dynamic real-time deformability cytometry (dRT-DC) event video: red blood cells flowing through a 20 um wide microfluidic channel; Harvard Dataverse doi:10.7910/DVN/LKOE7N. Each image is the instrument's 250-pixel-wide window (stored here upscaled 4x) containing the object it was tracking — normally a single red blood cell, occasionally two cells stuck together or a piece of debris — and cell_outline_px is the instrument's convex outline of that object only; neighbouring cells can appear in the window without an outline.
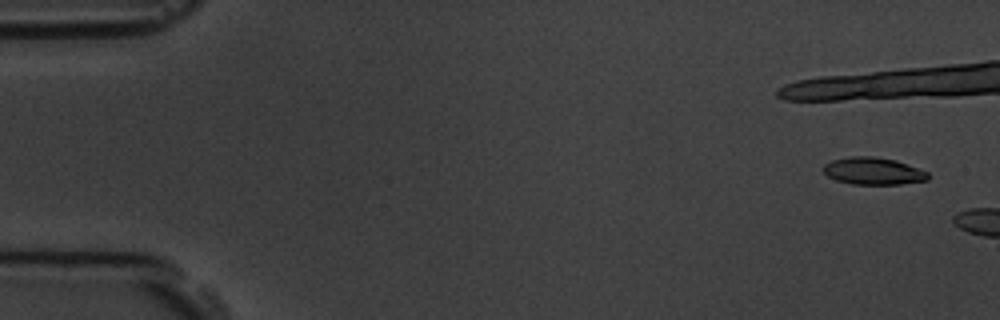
{"species": "common noctule bat (a hibernating species)", "species_latin": "Nyctalus noctula", "temperature_condition": "room temperature", "stored_images_in_passage": 5, "camera_frame_rate_fps": 3000, "um_per_image_px": 0.085, "animal": {"sex": "male", "body_mass_g": 19.5, "forearm_length_mm": 54.6}, "frame": {"image": 1, "passage_image": 1, "time_ms": 0.0, "image_size_px": [1000, 320], "cell_outline_px": [[928, 180], [900, 184], [852, 184], [836, 180], [828, 176], [824, 172], [824, 164], [832, 160], [852, 156], [872, 156], [896, 160], [928, 172]], "centroid_in_image_um": [74.22, 14.54], "position_along_channel_um": 10.8, "area_um2": 16.47}}